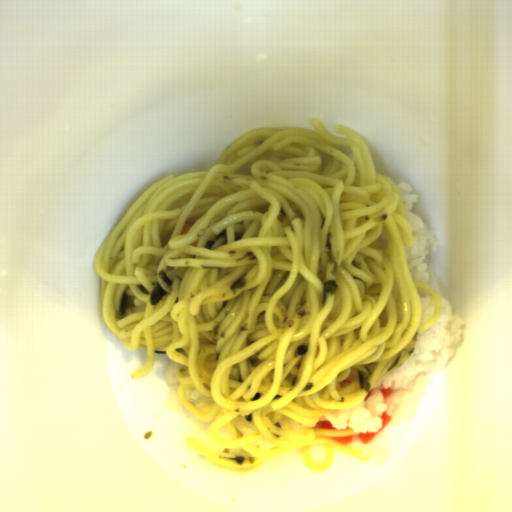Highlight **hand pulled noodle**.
I'll list each match as a JSON object with an SVG mask.
<instances>
[{"label": "hand pulled noodle", "instance_id": "obj_1", "mask_svg": "<svg viewBox=\"0 0 512 512\" xmlns=\"http://www.w3.org/2000/svg\"><path fill=\"white\" fill-rule=\"evenodd\" d=\"M310 125L315 131L252 129L209 170L156 181L95 255L104 322L128 350L146 349V362L132 379L148 374L156 352H166L181 364V404L197 419L216 418L207 431L217 446L252 454L238 464L184 439L215 468L250 472L295 450L312 471L330 469L336 449L369 461L325 438L358 434L352 428L290 432L282 418L305 425L329 411L357 407L367 398L359 371H370L374 388L411 358L418 333L441 315L440 294L411 276L406 251L415 239L401 188L376 173L351 127L335 125L341 137L317 117ZM186 221L194 224L180 235ZM383 224L388 244L379 249ZM224 229L228 244L209 251L208 241ZM244 275L247 287L232 295L230 285ZM332 279L338 291L328 294L323 309L322 284ZM157 281L168 294L151 306ZM417 289L435 303L422 323ZM124 292L135 307L123 316L118 306ZM301 344L308 352L298 356ZM351 367L358 375L341 388ZM310 382L312 389L302 391ZM191 386L213 403L203 409L192 404L185 394ZM258 391L261 399L251 401ZM250 412L253 422L244 419ZM238 417L260 432L244 436L232 422ZM224 425L235 439L220 437L217 429ZM262 438L276 447H255ZM312 445L323 446L321 463L311 460Z\"/></svg>", "mask_w": 512, "mask_h": 512}]
</instances>
